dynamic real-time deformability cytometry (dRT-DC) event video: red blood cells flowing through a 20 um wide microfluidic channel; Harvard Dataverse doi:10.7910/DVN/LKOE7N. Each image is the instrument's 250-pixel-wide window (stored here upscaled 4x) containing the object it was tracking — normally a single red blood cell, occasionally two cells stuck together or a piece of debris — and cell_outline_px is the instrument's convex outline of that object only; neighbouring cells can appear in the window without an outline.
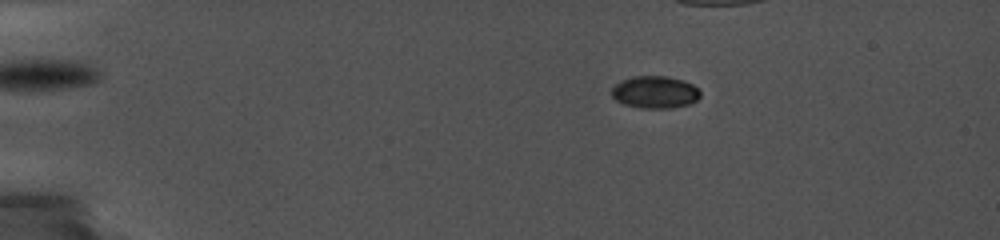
{"species": "common noctule bat (a hibernating species)", "species_latin": "Nyctalus noctula", "temperature_condition": "cold", "stored_images_in_passage": 53, "camera_frame_rate_fps": 5000, "um_per_image_px": 0.085, "animal": {"sex": "female", "body_mass_g": 19.0, "forearm_length_mm": 56.7}, "frame": {"image": 1, "passage_image": 18, "time_ms": 3.2, "image_size_px": [1000, 240], "cell_outline_px": [[700, 96], [696, 100], [688, 104], [668, 108], [644, 108], [624, 104], [616, 100], [612, 96], [612, 88], [620, 80], [632, 76], [668, 76], [684, 80], [692, 84], [700, 92]], "centroid_in_image_um": [55.66, 7.81], "position_along_channel_um": 29.3, "area_um2": 16.59}}
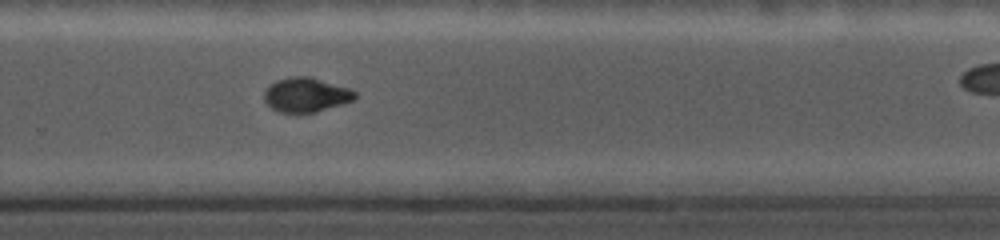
{"frame": {"image": 2, "passage_image": 44, "time_ms": 12.8, "image_size_px": [1000, 240], "cell_outline_px": [[356, 96], [352, 100], [344, 104], [316, 112], [280, 112], [272, 108], [264, 100], [264, 92], [276, 80], [292, 76], [308, 76], [348, 88], [356, 92]], "centroid_in_image_um": [26.01, 8.06], "position_along_channel_um": 303.8, "area_um2": 17.92}}
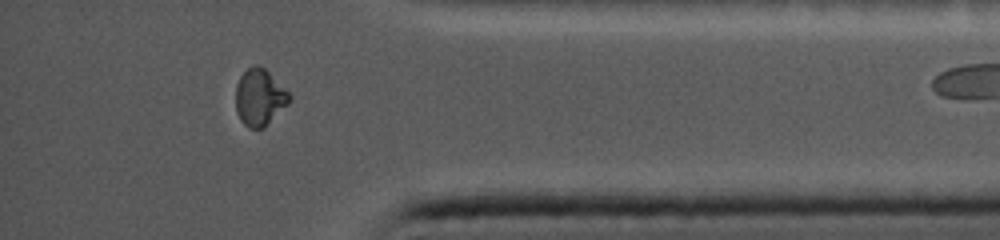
{"frame": {"image": 3, "passage_image": 52, "time_ms": 15.8, "image_size_px": [1000, 240], "cell_outline_px": [[292, 96], [288, 104], [264, 128], [248, 128], [240, 120], [236, 112], [236, 84], [240, 76], [248, 68], [256, 64], [264, 68]], "centroid_in_image_um": [22.05, 8.29], "position_along_channel_um": 413.2, "area_um2": 17.63}}